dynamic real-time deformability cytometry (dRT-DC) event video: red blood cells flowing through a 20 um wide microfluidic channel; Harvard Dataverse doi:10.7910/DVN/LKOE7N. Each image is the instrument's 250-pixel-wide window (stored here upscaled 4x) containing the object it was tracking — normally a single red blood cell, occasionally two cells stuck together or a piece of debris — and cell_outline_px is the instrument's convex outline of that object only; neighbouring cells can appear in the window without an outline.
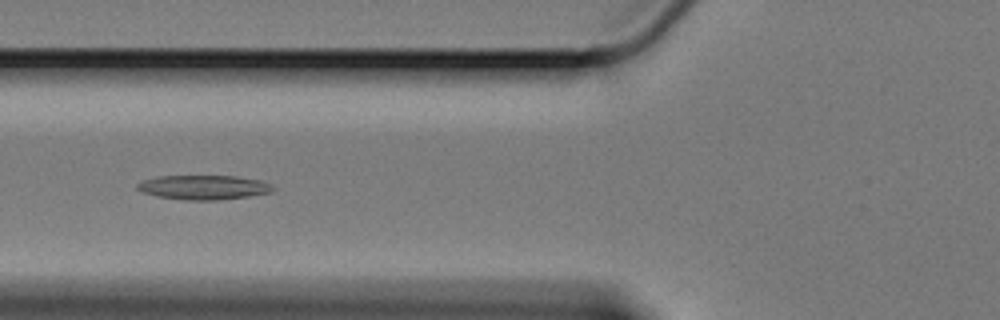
{"species": "Egyptian fruit bat (a non-hibernating species)", "species_latin": "Rousettus aegyptiacus", "temperature_condition": "cold", "stored_images_in_passage": 49, "camera_frame_rate_fps": 3000, "um_per_image_px": 0.085, "animal": {"sex": "female"}, "frame": {"image": 1, "passage_image": 11, "time_ms": 3.333, "image_size_px": [1000, 320], "cell_outline_px": [[276, 188], [272, 192], [248, 196], [216, 200], [184, 200], [156, 196], [144, 192], [136, 188], [136, 184], [144, 180], [160, 176], [236, 176], [260, 180], [272, 184]], "centroid_in_image_um": [17.34, 15.92], "position_along_channel_um": 108.5, "area_um2": 19.25}}
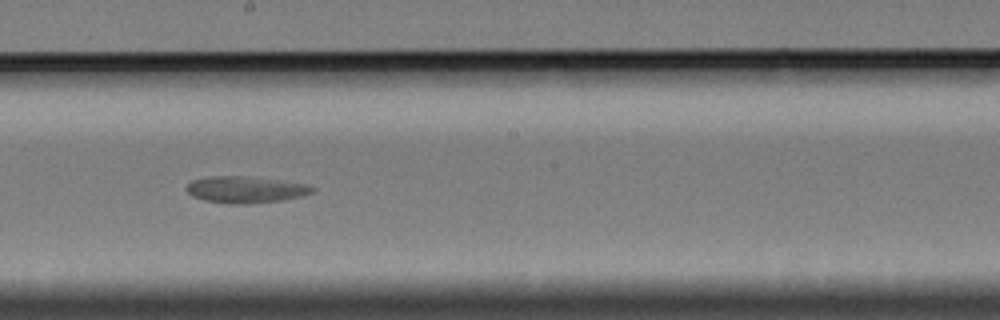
{"frame": {"image": 2, "passage_image": 22, "time_ms": 7.0, "image_size_px": [1000, 320], "cell_outline_px": [[316, 188], [312, 192], [300, 196], [284, 200], [252, 204], [228, 204], [204, 200], [192, 196], [184, 188], [192, 180], [212, 176], [240, 176], [304, 184]], "centroid_in_image_um": [20.81, 16.14], "position_along_channel_um": 227.4, "area_um2": 19.25}}
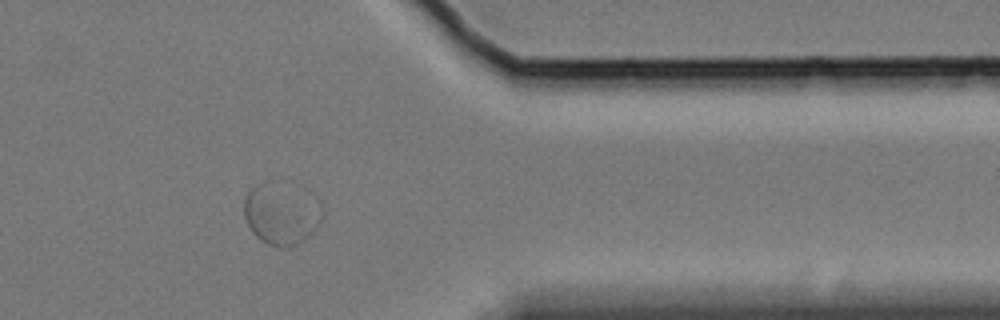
{"frame": {"image": 3, "passage_image": 38, "time_ms": 12.333, "image_size_px": [1000, 320], "cell_outline_px": [[324, 216], [320, 224], [308, 236], [296, 244], [288, 248], [280, 248], [268, 244], [260, 240], [252, 232], [244, 216], [244, 200], [248, 192], [252, 188], [260, 184], [264, 184]], "centroid_in_image_um": [23.67, 18.48], "position_along_channel_um": 387.7, "area_um2": 23.64}, "authors_computed_cell_mechanics": {"area_um2": 20.23, "velocity_mm_per_s": 3.2464, "shape_relaxation_time_tau1_ms": null, "shape_relaxation_time_tau2_ms": 3.948, "deformation_change_tau1": null, "deformation_change_tau2": 0.0399}}